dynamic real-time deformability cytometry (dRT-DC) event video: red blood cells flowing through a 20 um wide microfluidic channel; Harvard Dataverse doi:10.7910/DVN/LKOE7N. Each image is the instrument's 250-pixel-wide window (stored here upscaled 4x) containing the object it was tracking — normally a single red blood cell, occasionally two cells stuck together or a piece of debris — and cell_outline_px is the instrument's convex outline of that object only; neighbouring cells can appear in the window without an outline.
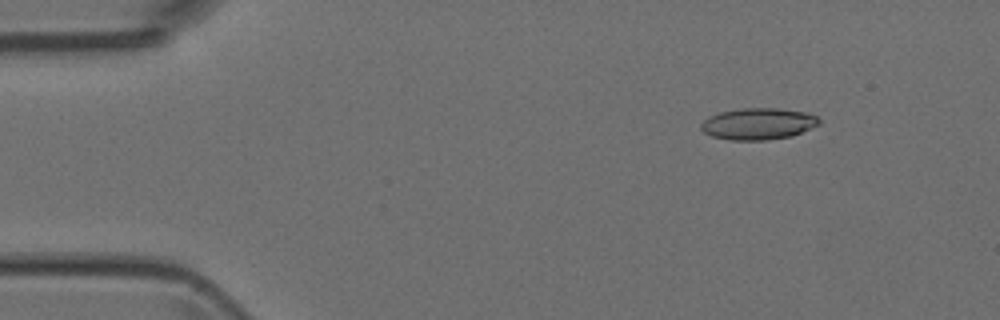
{"species": "Egyptian fruit bat (a non-hibernating species)", "species_latin": "Rousettus aegyptiacus", "temperature_condition": "room temperature", "stored_images_in_passage": 5, "camera_frame_rate_fps": 3000, "um_per_image_px": 0.085, "animal": {"sex": "female"}, "frame": {"image": 1, "passage_image": 2, "time_ms": 1.333, "image_size_px": [1000, 320], "cell_outline_px": [[820, 124], [792, 136], [768, 140], [728, 140], [712, 136], [704, 132], [700, 128], [700, 124], [708, 116], [720, 112], [740, 108], [780, 108], [808, 112], [816, 116], [820, 120]], "centroid_in_image_um": [64.45, 10.52], "position_along_channel_um": 20.6, "area_um2": 21.96}}
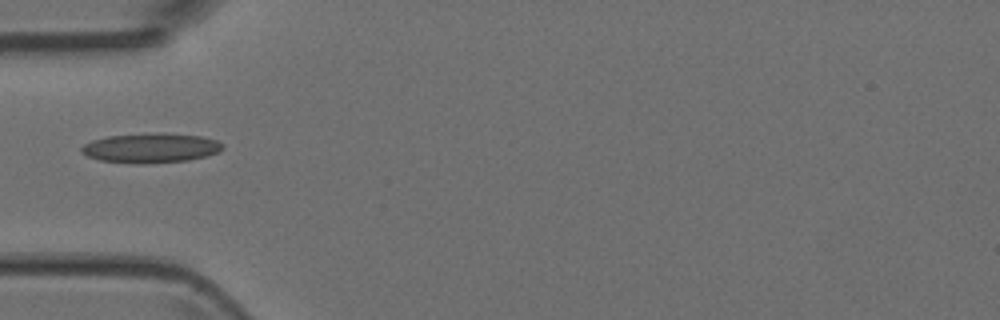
{"frame": {"image": 2, "passage_image": 5, "time_ms": 4.667, "image_size_px": [1000, 320], "cell_outline_px": [[224, 148], [216, 152], [204, 156], [188, 160], [100, 160], [88, 156], [80, 152], [80, 148], [84, 144], [92, 140], [108, 136], [200, 136], [216, 140], [224, 144]], "centroid_in_image_um": [12.81, 12.57], "position_along_channel_um": 72.2, "area_um2": 21.68}}